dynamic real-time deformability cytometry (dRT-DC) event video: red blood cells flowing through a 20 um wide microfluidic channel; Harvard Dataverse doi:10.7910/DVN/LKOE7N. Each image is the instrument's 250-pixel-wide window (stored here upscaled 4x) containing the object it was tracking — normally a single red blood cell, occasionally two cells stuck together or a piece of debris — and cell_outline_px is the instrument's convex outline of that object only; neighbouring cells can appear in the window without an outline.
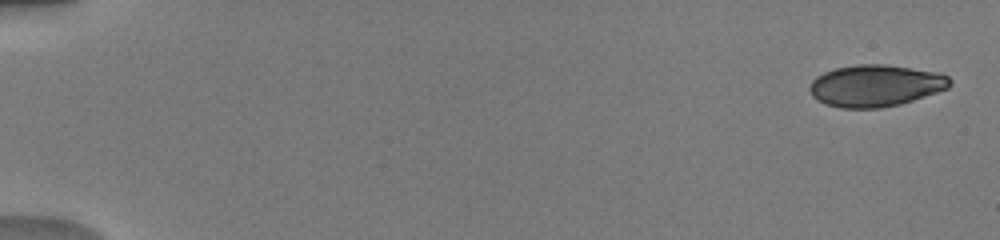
{"species": "human", "species_latin": "Homo sapiens", "temperature_condition": "warm", "stored_images_in_passage": 8, "camera_frame_rate_fps": 3000, "um_per_image_px": 0.085, "donor": {"sex": "male"}, "frame": {"image": 1, "passage_image": 1, "time_ms": 0.0, "image_size_px": [1000, 240], "cell_outline_px": [[952, 84], [948, 88], [900, 104], [880, 108], [840, 108], [824, 104], [816, 100], [812, 96], [808, 88], [812, 80], [816, 76], [824, 72], [836, 68], [856, 64], [884, 64], [940, 72], [948, 76], [952, 80]], "centroid_in_image_um": [74.4, 7.28], "position_along_channel_um": 10.6, "area_um2": 34.39}}
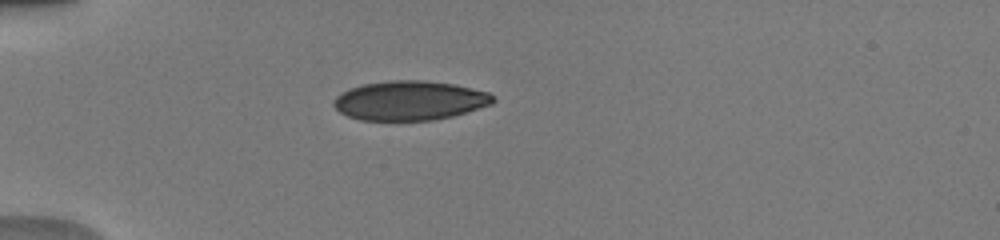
{"frame": {"image": 2, "passage_image": 6, "time_ms": 4.667, "image_size_px": [1000, 240], "cell_outline_px": [[496, 100], [492, 104], [452, 116], [432, 120], [360, 120], [348, 116], [340, 112], [332, 104], [332, 100], [340, 92], [348, 88], [364, 84], [388, 80], [424, 80], [452, 84], [488, 92]], "centroid_in_image_um": [34.77, 8.54], "position_along_channel_um": 50.2, "area_um2": 36.53}}